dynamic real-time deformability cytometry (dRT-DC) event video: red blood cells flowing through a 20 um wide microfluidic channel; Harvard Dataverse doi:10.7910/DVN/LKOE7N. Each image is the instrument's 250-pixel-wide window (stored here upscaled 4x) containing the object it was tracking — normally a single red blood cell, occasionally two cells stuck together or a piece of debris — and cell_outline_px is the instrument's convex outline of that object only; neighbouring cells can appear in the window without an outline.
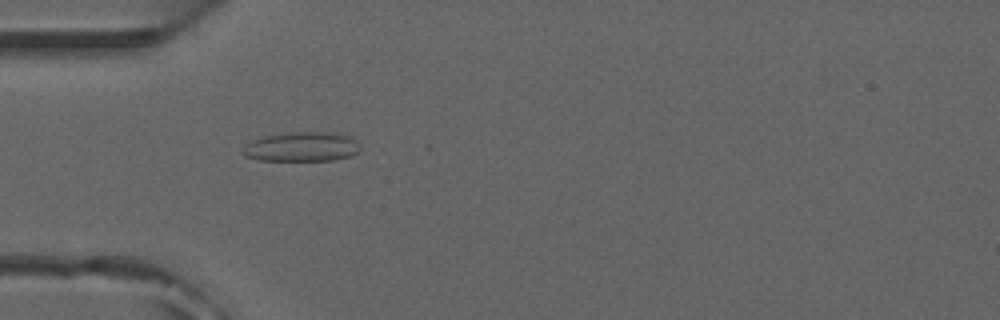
{"species": "common noctule bat (a hibernating species)", "species_latin": "Nyctalus noctula", "temperature_condition": "room temperature", "stored_images_in_passage": 11, "camera_frame_rate_fps": 3000, "um_per_image_px": 0.085, "animal": {"sex": "male", "forearm_length_mm": 52.5}, "frame": {"image": 1, "passage_image": 6, "time_ms": 1.667, "image_size_px": [1000, 320], "cell_outline_px": [[360, 148], [352, 156], [336, 160], [260, 160], [244, 156], [240, 152], [252, 140], [268, 136], [292, 132], [332, 132], [352, 136], [360, 144]], "centroid_in_image_um": [25.71, 12.48], "position_along_channel_um": 59.3, "area_um2": 20.17}}
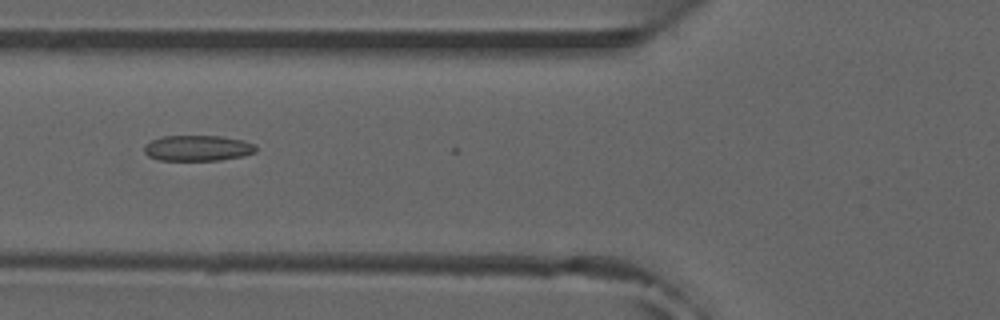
{"frame": {"image": 2, "passage_image": 10, "time_ms": 3.0, "image_size_px": [1000, 320], "cell_outline_px": [[256, 152], [244, 156], [220, 160], [160, 160], [148, 156], [144, 152], [144, 144], [152, 140], [164, 136], [220, 136], [240, 140], [256, 144]], "centroid_in_image_um": [16.8, 12.59], "position_along_channel_um": 109.0, "area_um2": 16.7}}